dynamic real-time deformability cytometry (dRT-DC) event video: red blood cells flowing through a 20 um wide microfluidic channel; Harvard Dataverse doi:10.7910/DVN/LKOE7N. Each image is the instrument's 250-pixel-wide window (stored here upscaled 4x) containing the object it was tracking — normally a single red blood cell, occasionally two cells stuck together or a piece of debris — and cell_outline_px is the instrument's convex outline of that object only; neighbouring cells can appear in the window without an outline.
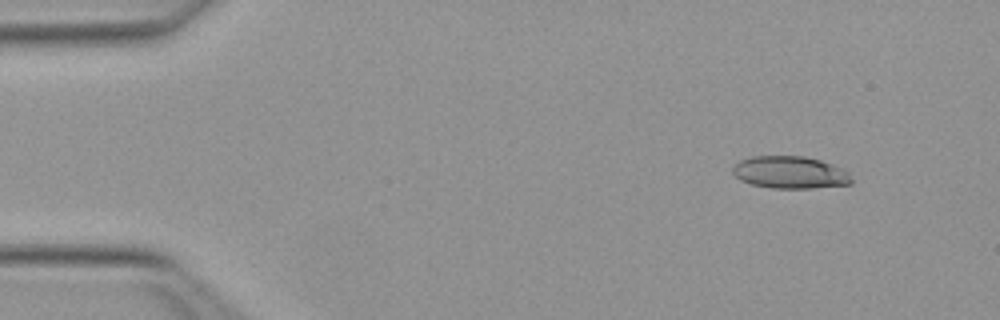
{"species": "Egyptian fruit bat (a non-hibernating species)", "species_latin": "Rousettus aegyptiacus", "temperature_condition": "warm", "stored_images_in_passage": 50, "camera_frame_rate_fps": 3000, "um_per_image_px": 0.085, "animal": {"sex": "female"}, "frame": {"image": 1, "passage_image": 5, "time_ms": 1.333, "image_size_px": [1000, 320], "cell_outline_px": [[852, 184], [812, 188], [772, 188], [752, 184], [740, 180], [732, 172], [732, 168], [740, 160], [752, 156], [804, 156], [820, 160], [832, 164], [848, 172], [852, 180]], "centroid_in_image_um": [67.15, 14.65], "position_along_channel_um": 17.8, "area_um2": 22.31}}
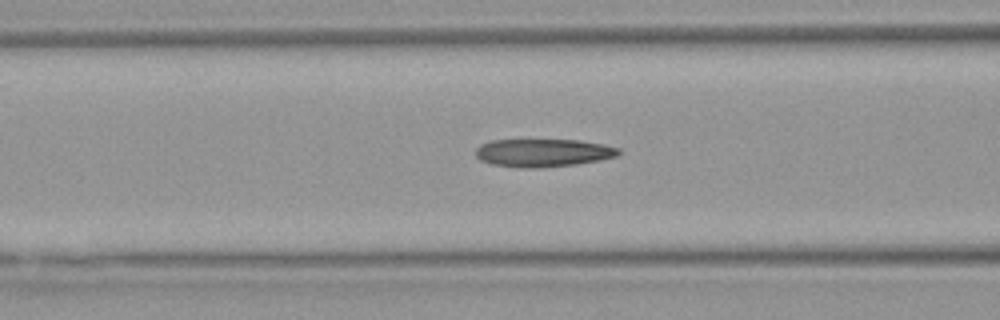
{"frame": {"image": 2, "passage_image": 20, "time_ms": 6.333, "image_size_px": [1000, 320], "cell_outline_px": [[620, 152], [616, 156], [600, 160], [576, 164], [536, 168], [520, 168], [492, 164], [480, 160], [476, 156], [476, 148], [480, 144], [492, 140], [580, 140], [604, 144], [620, 148]], "centroid_in_image_um": [46.16, 12.98], "position_along_channel_um": 120.4, "area_um2": 23.35}}
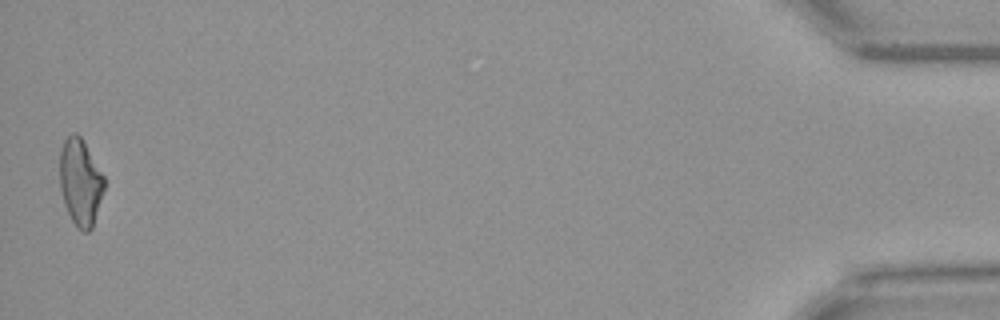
{"frame": {"image": 3, "passage_image": 50, "time_ms": 16.333, "image_size_px": [1000, 320], "cell_outline_px": [[104, 188], [92, 228], [88, 232], [84, 232], [72, 220], [64, 204], [60, 188], [60, 152], [64, 140], [72, 132], [76, 132], [80, 136], [104, 176]], "centroid_in_image_um": [6.82, 15.47], "position_along_channel_um": 428.4, "area_um2": 22.08}, "authors_computed_cell_mechanics": {"area_um2": 23.0911, "velocity_mm_per_s": 4.031, "shape_relaxation_time_tau1_ms": null, "shape_relaxation_time_tau2_ms": 3.1729, "deformation_change_tau1": null, "deformation_change_tau2": 0.134}}